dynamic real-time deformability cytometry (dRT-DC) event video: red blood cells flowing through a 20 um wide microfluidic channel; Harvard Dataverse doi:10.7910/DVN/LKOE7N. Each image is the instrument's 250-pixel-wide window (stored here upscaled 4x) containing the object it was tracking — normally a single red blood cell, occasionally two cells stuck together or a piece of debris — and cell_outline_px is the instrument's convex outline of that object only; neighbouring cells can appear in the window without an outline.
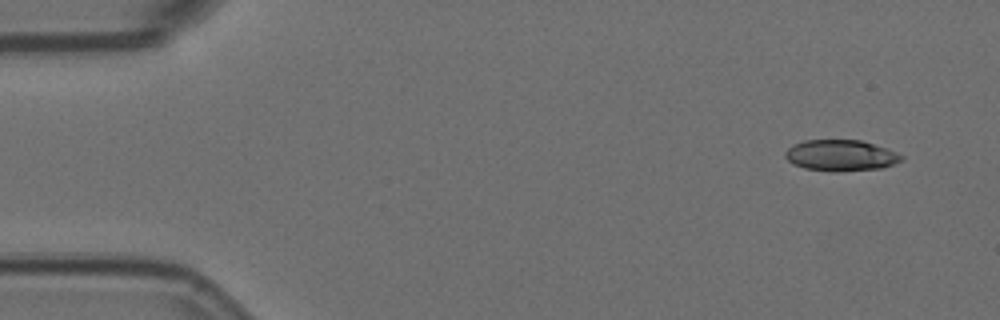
{"species": "Egyptian fruit bat (a non-hibernating species)", "species_latin": "Rousettus aegyptiacus", "temperature_condition": "room temperature", "stored_images_in_passage": 53, "camera_frame_rate_fps": 3000, "um_per_image_px": 0.085, "animal": {"sex": "female"}, "frame": {"image": 1, "passage_image": 1, "time_ms": 0.0, "image_size_px": [1000, 320], "cell_outline_px": [[904, 160], [880, 168], [836, 172], [832, 172], [804, 168], [788, 160], [784, 156], [784, 152], [792, 144], [804, 140], [860, 140], [896, 152], [904, 156]], "centroid_in_image_um": [71.44, 13.21], "position_along_channel_um": 13.6, "area_um2": 20.98}}
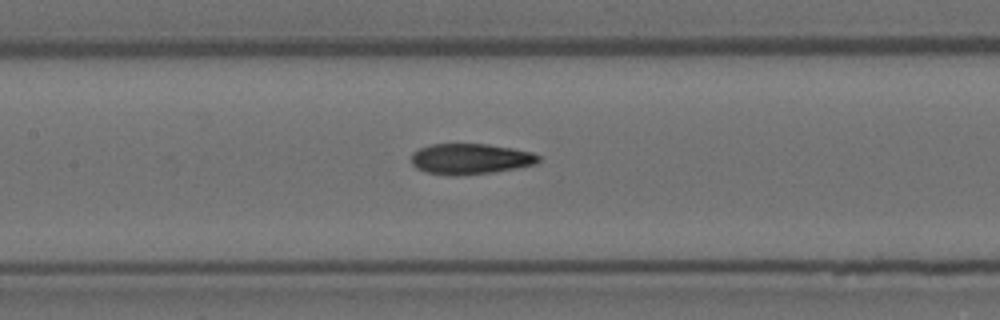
{"frame": {"image": 2, "passage_image": 23, "time_ms": 7.333, "image_size_px": [1000, 320], "cell_outline_px": [[540, 160], [536, 164], [496, 172], [464, 176], [452, 176], [428, 172], [416, 168], [412, 164], [412, 152], [420, 148], [432, 144], [488, 144], [512, 148], [532, 152], [540, 156]], "centroid_in_image_um": [40.0, 13.52], "position_along_channel_um": 167.4, "area_um2": 22.95}}
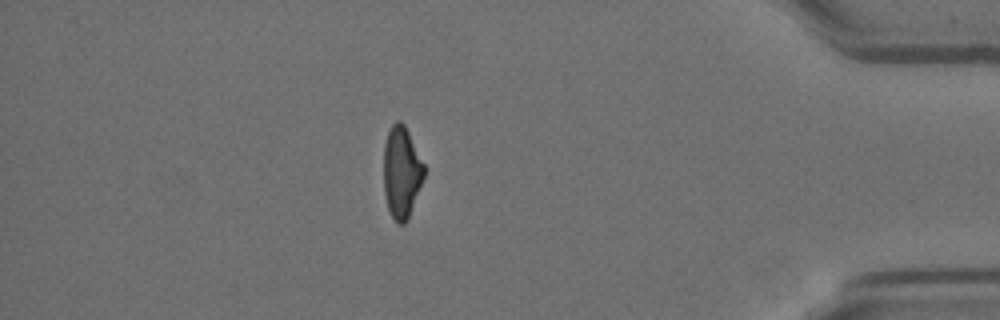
{"frame": {"image": 3, "passage_image": 46, "time_ms": 15.0, "image_size_px": [1000, 320], "cell_outline_px": [[424, 176], [408, 220], [404, 224], [400, 224], [392, 216], [388, 208], [384, 192], [384, 144], [388, 132], [392, 124], [396, 120], [400, 120], [404, 124], [424, 164]], "centroid_in_image_um": [34.12, 14.63], "position_along_channel_um": 401.1, "area_um2": 21.39}, "authors_computed_cell_mechanics": {"area_um2": 22.4264, "velocity_mm_per_s": 3.6094, "shape_relaxation_time_tau1_ms": null, "shape_relaxation_time_tau2_ms": 3.3436, "deformation_change_tau1": null, "deformation_change_tau2": 0.0896}}